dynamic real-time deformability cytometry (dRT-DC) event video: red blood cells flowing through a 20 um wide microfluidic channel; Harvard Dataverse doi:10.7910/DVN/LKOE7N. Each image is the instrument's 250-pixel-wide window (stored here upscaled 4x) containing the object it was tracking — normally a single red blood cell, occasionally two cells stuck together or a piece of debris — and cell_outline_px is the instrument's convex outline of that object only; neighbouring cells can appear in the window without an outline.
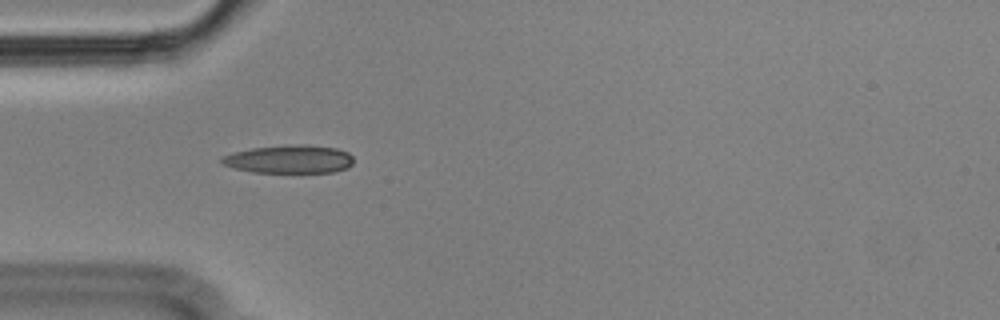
{"species": "Egyptian fruit bat (a non-hibernating species)", "species_latin": "Rousettus aegyptiacus", "temperature_condition": "cold", "stored_images_in_passage": 40, "camera_frame_rate_fps": 3000, "um_per_image_px": 0.085, "animal": {"sex": "male"}, "frame": {"image": 1, "passage_image": 1, "time_ms": 0.0, "image_size_px": [1000, 320], "cell_outline_px": [[352, 164], [348, 168], [336, 172], [252, 172], [220, 164], [220, 160], [224, 156], [236, 152], [252, 148], [304, 144], [336, 148], [348, 152], [352, 156]], "centroid_in_image_um": [24.63, 13.54], "position_along_channel_um": 60.4, "area_um2": 21.44}}
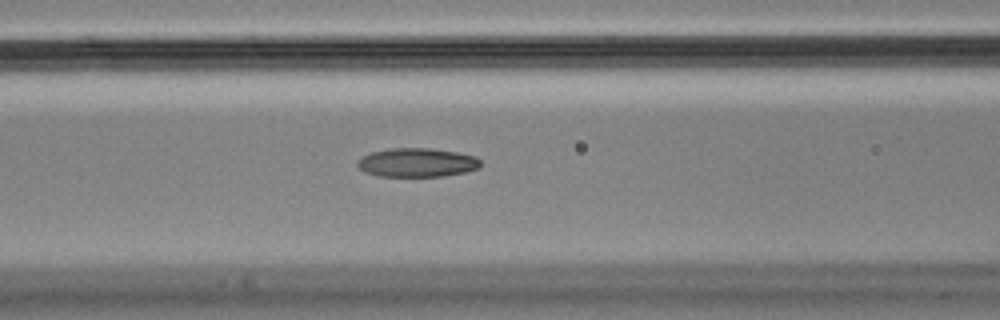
{"frame": {"image": 2, "passage_image": 7, "time_ms": 2.0, "image_size_px": [1000, 320], "cell_outline_px": [[480, 168], [464, 172], [444, 176], [376, 176], [364, 172], [356, 164], [356, 160], [372, 152], [388, 148], [428, 148], [456, 152], [476, 156], [480, 160]], "centroid_in_image_um": [35.43, 13.82], "position_along_channel_um": 131.2, "area_um2": 20.75}}
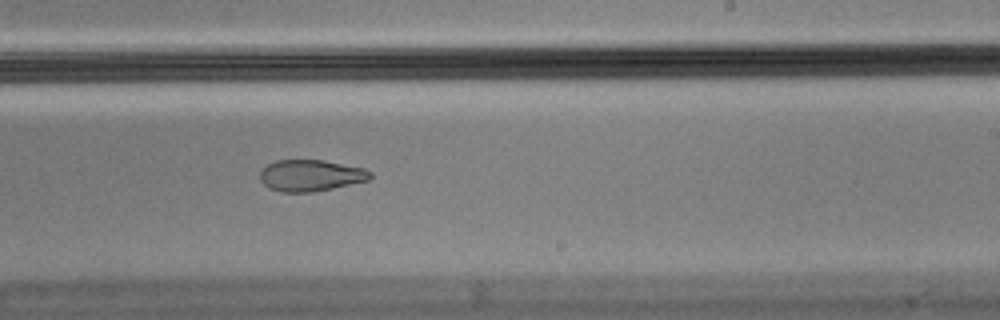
{"frame": {"image": 3, "passage_image": 18, "time_ms": 5.667, "image_size_px": [1000, 320], "cell_outline_px": [[372, 176], [368, 180], [332, 188], [312, 192], [280, 192], [268, 188], [260, 180], [260, 172], [268, 164], [276, 160], [324, 160], [364, 168], [372, 172]], "centroid_in_image_um": [26.4, 14.91], "position_along_channel_um": 262.6, "area_um2": 20.17}, "authors_computed_cell_mechanics": {"area_um2": 21.5883, "velocity_mm_per_s": 3.5972, "shape_relaxation_time_tau1_ms": null, "shape_relaxation_time_tau2_ms": 2.7705, "deformation_change_tau1": null, "deformation_change_tau2": 0.0922}}